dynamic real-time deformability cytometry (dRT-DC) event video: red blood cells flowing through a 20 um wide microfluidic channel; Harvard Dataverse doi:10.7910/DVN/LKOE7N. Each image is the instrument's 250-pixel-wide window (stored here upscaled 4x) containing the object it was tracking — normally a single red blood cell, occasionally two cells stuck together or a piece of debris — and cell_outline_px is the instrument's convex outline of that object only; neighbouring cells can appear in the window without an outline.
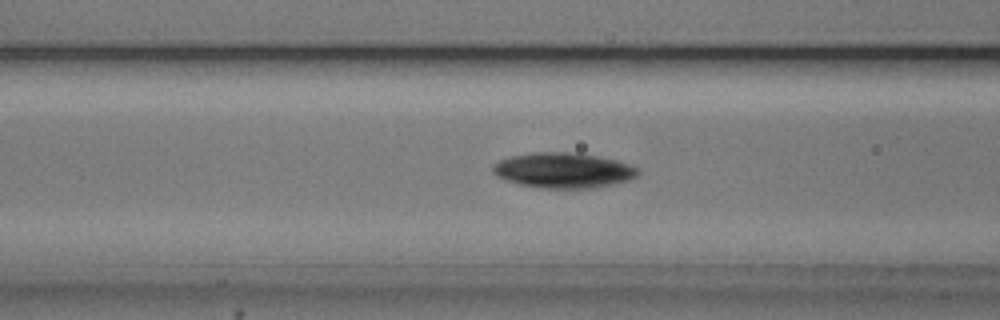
{"species": "common noctule bat (a hibernating species)", "species_latin": "Nyctalus noctula", "temperature_condition": "cold", "stored_images_in_passage": 25, "camera_frame_rate_fps": 3000, "um_per_image_px": 0.085, "animal": {"sex": "male", "body_mass_g": 20.5, "forearm_length_mm": 52.5}, "frame": {"image": 1, "passage_image": 10, "time_ms": 3.0, "image_size_px": [1000, 320], "cell_outline_px": [[640, 172], [636, 176], [628, 180], [612, 184], [592, 188], [544, 188], [520, 184], [504, 180], [496, 176], [492, 172], [492, 164], [508, 156], [532, 152], [576, 152], [600, 156], [616, 160], [640, 168]], "centroid_in_image_um": [47.86, 14.46], "position_along_channel_um": 118.7, "area_um2": 30.11}}
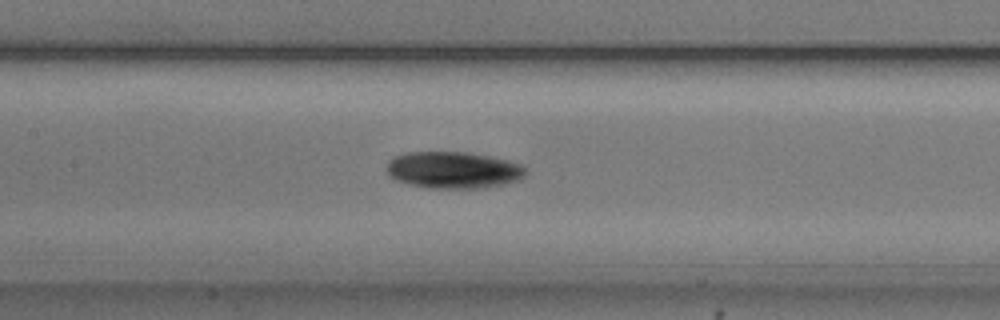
{"frame": {"image": 2, "passage_image": 14, "time_ms": 4.333, "image_size_px": [1000, 320], "cell_outline_px": [[528, 172], [520, 180], [504, 184], [484, 188], [428, 188], [408, 184], [396, 180], [388, 176], [384, 168], [388, 160], [392, 156], [408, 152], [468, 152], [508, 160], [520, 164]], "centroid_in_image_um": [38.48, 14.45], "position_along_channel_um": 168.9, "area_um2": 30.23}}
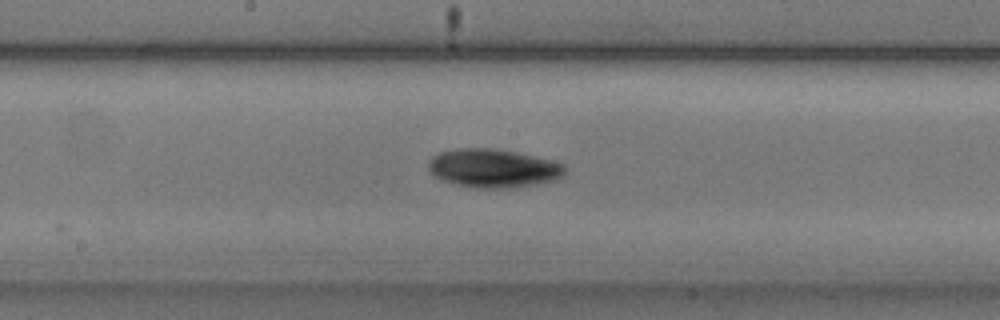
{"frame": {"image": 3, "passage_image": 17, "time_ms": 5.333, "image_size_px": [1000, 320], "cell_outline_px": [[564, 172], [560, 176], [552, 180], [532, 184], [508, 188], [472, 188], [456, 184], [444, 180], [436, 176], [428, 168], [428, 164], [432, 156], [440, 152], [460, 148], [492, 148], [516, 152], [564, 164]], "centroid_in_image_um": [41.87, 14.29], "position_along_channel_um": 206.3, "area_um2": 30.06}}